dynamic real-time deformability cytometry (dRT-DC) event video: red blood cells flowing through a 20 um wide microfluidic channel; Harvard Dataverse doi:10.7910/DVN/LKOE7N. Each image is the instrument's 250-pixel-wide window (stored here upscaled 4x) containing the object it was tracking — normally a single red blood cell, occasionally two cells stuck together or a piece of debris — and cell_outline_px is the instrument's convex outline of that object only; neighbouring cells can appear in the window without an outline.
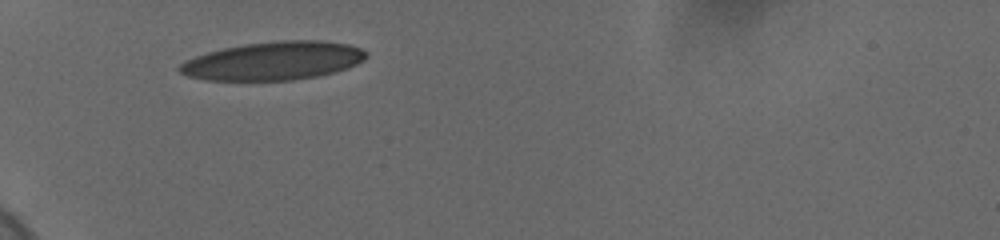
{"species": "human", "species_latin": "Homo sapiens", "temperature_condition": "cold", "stored_images_in_passage": 31, "camera_frame_rate_fps": 3000, "um_per_image_px": 0.085, "donor": {"sex": "female"}, "frame": {"image": 1, "passage_image": 1, "time_ms": 0.0, "image_size_px": [1000, 240], "cell_outline_px": [[368, 56], [364, 60], [348, 68], [336, 72], [316, 76], [292, 80], [204, 80], [188, 76], [180, 72], [176, 68], [184, 60], [208, 52], [224, 48], [244, 44], [280, 40], [324, 40], [348, 44], [360, 48], [368, 52]], "centroid_in_image_um": [23.26, 5.17], "position_along_channel_um": 61.7, "area_um2": 41.91}}
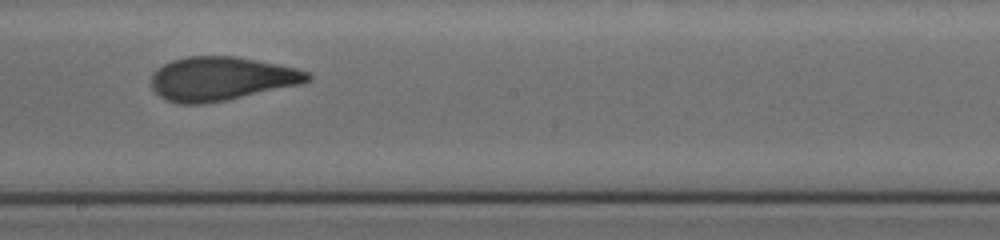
{"frame": {"image": 2, "passage_image": 16, "time_ms": 5.0, "image_size_px": [1000, 240], "cell_outline_px": [[312, 76], [304, 84], [224, 100], [200, 104], [180, 104], [168, 100], [160, 96], [152, 88], [152, 72], [156, 68], [172, 60], [188, 56], [232, 56], [256, 60], [296, 68], [308, 72]], "centroid_in_image_um": [18.8, 6.68], "position_along_channel_um": 229.4, "area_um2": 39.65}}
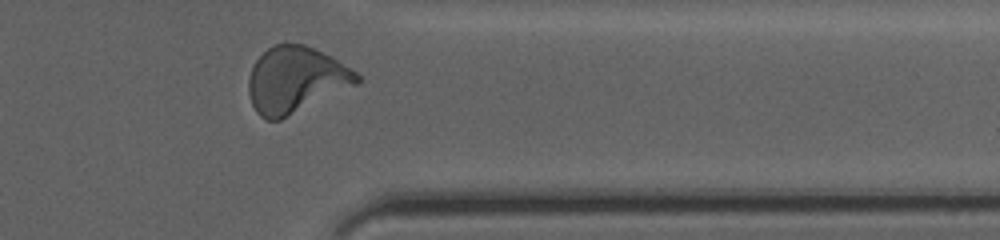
{"frame": {"image": 3, "passage_image": 29, "time_ms": 9.333, "image_size_px": [1000, 240], "cell_outline_px": [[360, 80], [356, 84], [280, 120], [268, 120], [260, 116], [256, 112], [252, 104], [248, 92], [248, 80], [252, 64], [272, 44], [304, 44], [332, 56], [356, 72], [360, 76]], "centroid_in_image_um": [25.1, 6.77], "position_along_channel_um": 386.3, "area_um2": 41.44}, "authors_computed_cell_mechanics": {"area_um2": 39.8242, "velocity_mm_per_s": 3.6618, "shape_relaxation_time_tau1_ms": 6.0267, "shape_relaxation_time_tau2_ms": 1.2688, "deformation_change_tau1": 0.2198, "deformation_change_tau2": 0.0764}}